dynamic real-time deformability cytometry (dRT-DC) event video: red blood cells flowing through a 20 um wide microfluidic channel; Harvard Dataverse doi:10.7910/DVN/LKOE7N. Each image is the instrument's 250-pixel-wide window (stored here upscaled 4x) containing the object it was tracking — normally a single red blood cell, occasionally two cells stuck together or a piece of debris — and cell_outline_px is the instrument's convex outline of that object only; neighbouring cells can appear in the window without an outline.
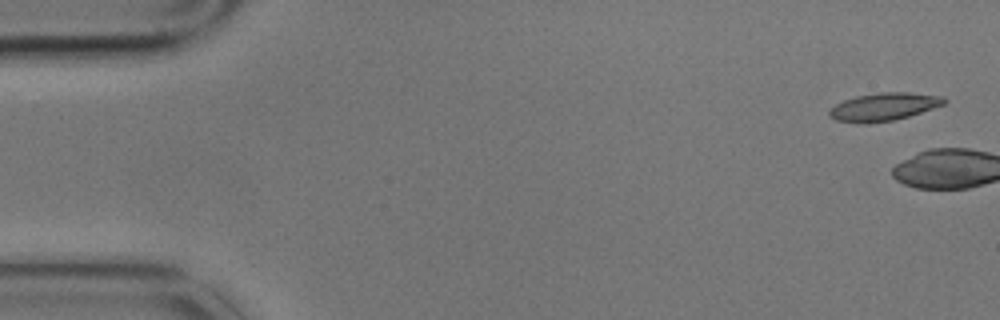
{"species": "common noctule bat (a hibernating species)", "species_latin": "Nyctalus noctula", "temperature_condition": "cold", "stored_images_in_passage": 2, "camera_frame_rate_fps": 3000, "um_per_image_px": 0.085, "animal": {"sex": "male", "body_mass_g": 17.9}, "frame": {"image": 1, "passage_image": 1, "time_ms": 0.0, "image_size_px": [1000, 320], "cell_outline_px": [[948, 100], [944, 104], [908, 116], [892, 120], [864, 124], [856, 124], [836, 120], [828, 116], [828, 112], [836, 104], [844, 100], [856, 96], [880, 92], [908, 92], [944, 96]], "centroid_in_image_um": [75.1, 9.08], "position_along_channel_um": 9.9, "area_um2": 18.67}}